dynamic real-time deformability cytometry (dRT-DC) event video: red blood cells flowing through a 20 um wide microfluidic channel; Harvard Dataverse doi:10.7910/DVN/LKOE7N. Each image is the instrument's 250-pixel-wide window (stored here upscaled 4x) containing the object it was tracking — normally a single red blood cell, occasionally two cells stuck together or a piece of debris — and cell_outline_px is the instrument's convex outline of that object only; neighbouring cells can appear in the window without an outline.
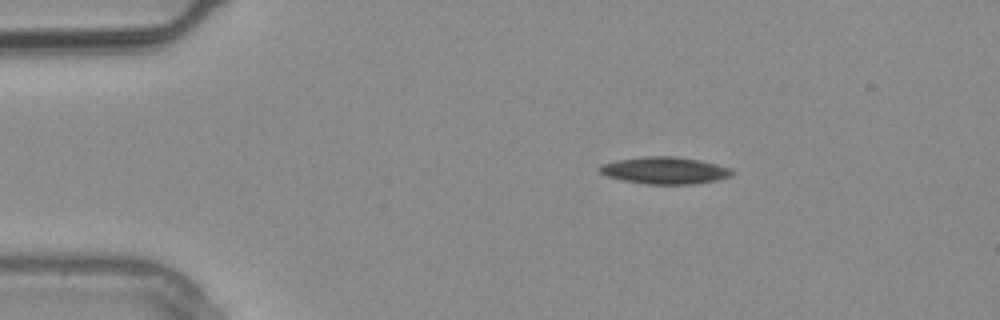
{"species": "common noctule bat (a hibernating species)", "species_latin": "Nyctalus noctula", "temperature_condition": "warm", "stored_images_in_passage": 2, "camera_frame_rate_fps": 3000, "um_per_image_px": 0.085, "animal": {"sex": "male", "body_mass_g": 20.4}, "frame": {"image": 1, "passage_image": 1, "time_ms": 0.0, "image_size_px": [1000, 320], "cell_outline_px": [[736, 172], [732, 176], [716, 180], [696, 184], [648, 184], [624, 180], [608, 176], [600, 172], [596, 168], [600, 164], [616, 160], [644, 156], [672, 156], [700, 160], [732, 168]], "centroid_in_image_um": [56.53, 14.48], "position_along_channel_um": 28.5, "area_um2": 20.98}}